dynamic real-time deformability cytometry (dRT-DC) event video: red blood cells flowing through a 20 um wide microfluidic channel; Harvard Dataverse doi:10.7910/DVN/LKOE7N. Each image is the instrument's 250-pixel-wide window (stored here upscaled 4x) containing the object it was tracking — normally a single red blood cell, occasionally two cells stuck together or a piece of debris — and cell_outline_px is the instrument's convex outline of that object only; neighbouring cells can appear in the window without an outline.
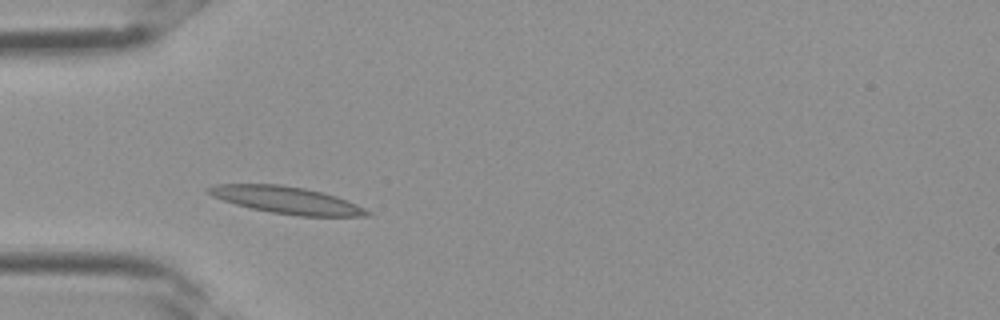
{"species": "Egyptian fruit bat (a non-hibernating species)", "species_latin": "Rousettus aegyptiacus", "temperature_condition": "room temperature", "stored_images_in_passage": 1, "camera_frame_rate_fps": 3000, "um_per_image_px": 0.085, "frame": {"image": 1, "passage_image": 1, "time_ms": 0.0, "image_size_px": [1000, 320], "cell_outline_px": [[372, 216], [300, 216], [272, 212], [252, 208], [236, 204], [212, 196], [204, 188], [216, 184], [280, 184], [304, 188], [336, 196], [356, 204], [372, 212]], "centroid_in_image_um": [24.37, 17.0], "position_along_channel_um": 60.6, "area_um2": 24.8}}